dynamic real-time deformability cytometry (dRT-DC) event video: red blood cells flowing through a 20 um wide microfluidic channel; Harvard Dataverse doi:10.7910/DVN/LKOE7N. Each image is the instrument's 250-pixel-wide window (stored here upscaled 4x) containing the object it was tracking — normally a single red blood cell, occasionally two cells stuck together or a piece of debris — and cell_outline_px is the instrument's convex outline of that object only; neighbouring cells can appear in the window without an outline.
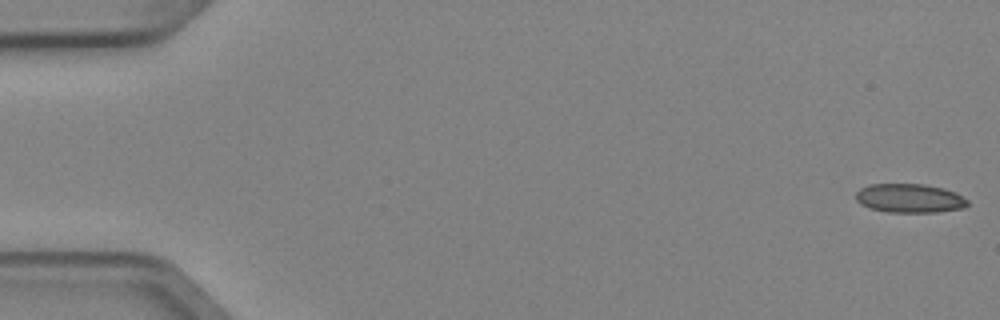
{"species": "Egyptian fruit bat (a non-hibernating species)", "species_latin": "Rousettus aegyptiacus", "temperature_condition": "cold", "stored_images_in_passage": 5, "camera_frame_rate_fps": 3000, "um_per_image_px": 0.085, "animal": {"sex": "female"}, "frame": {"image": 1, "passage_image": 1, "time_ms": 0.0, "image_size_px": [1000, 320], "cell_outline_px": [[968, 204], [964, 208], [936, 212], [888, 212], [868, 208], [860, 204], [856, 200], [856, 192], [860, 188], [868, 184], [924, 184], [944, 188], [956, 192], [968, 200]], "centroid_in_image_um": [77.3, 16.85], "position_along_channel_um": 7.7, "area_um2": 19.02}}
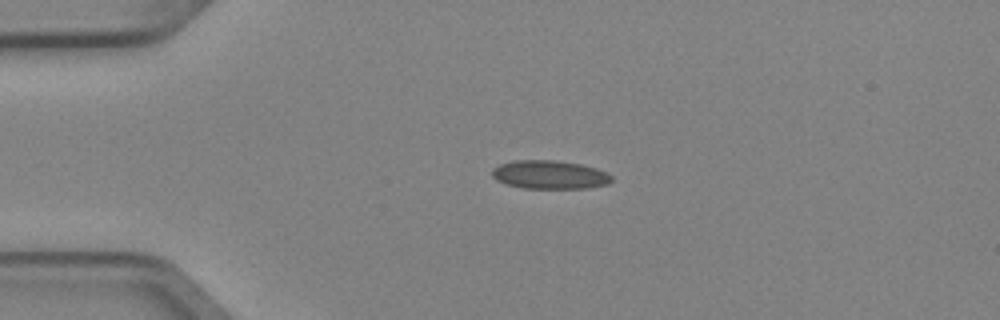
{"frame": {"image": 2, "passage_image": 4, "time_ms": 1.0, "image_size_px": [1000, 320], "cell_outline_px": [[612, 180], [608, 184], [588, 188], [524, 188], [508, 184], [496, 180], [492, 176], [492, 168], [500, 164], [512, 160], [556, 160], [580, 164], [596, 168], [608, 172], [612, 176]], "centroid_in_image_um": [46.73, 14.84], "position_along_channel_um": 38.3, "area_um2": 19.94}}